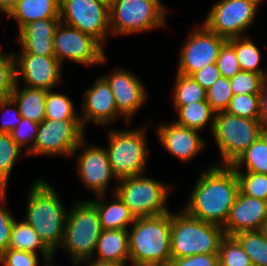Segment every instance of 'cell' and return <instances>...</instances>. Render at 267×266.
Returning a JSON list of instances; mask_svg holds the SVG:
<instances>
[{
  "label": "cell",
  "instance_id": "obj_1",
  "mask_svg": "<svg viewBox=\"0 0 267 266\" xmlns=\"http://www.w3.org/2000/svg\"><path fill=\"white\" fill-rule=\"evenodd\" d=\"M238 192L235 169L213 164L199 176L183 210L194 218L223 227Z\"/></svg>",
  "mask_w": 267,
  "mask_h": 266
},
{
  "label": "cell",
  "instance_id": "obj_2",
  "mask_svg": "<svg viewBox=\"0 0 267 266\" xmlns=\"http://www.w3.org/2000/svg\"><path fill=\"white\" fill-rule=\"evenodd\" d=\"M29 191L24 221L31 225L43 243L55 253L63 242L68 210L63 206L55 188L45 180L34 181Z\"/></svg>",
  "mask_w": 267,
  "mask_h": 266
},
{
  "label": "cell",
  "instance_id": "obj_3",
  "mask_svg": "<svg viewBox=\"0 0 267 266\" xmlns=\"http://www.w3.org/2000/svg\"><path fill=\"white\" fill-rule=\"evenodd\" d=\"M128 231L131 264L170 266L171 212L153 217L135 218Z\"/></svg>",
  "mask_w": 267,
  "mask_h": 266
},
{
  "label": "cell",
  "instance_id": "obj_4",
  "mask_svg": "<svg viewBox=\"0 0 267 266\" xmlns=\"http://www.w3.org/2000/svg\"><path fill=\"white\" fill-rule=\"evenodd\" d=\"M225 237L219 225L204 222L188 215L183 209L171 213V257L181 258L196 254L219 253Z\"/></svg>",
  "mask_w": 267,
  "mask_h": 266
},
{
  "label": "cell",
  "instance_id": "obj_5",
  "mask_svg": "<svg viewBox=\"0 0 267 266\" xmlns=\"http://www.w3.org/2000/svg\"><path fill=\"white\" fill-rule=\"evenodd\" d=\"M108 147L105 148L116 180L142 175L148 161L145 126L135 129H109Z\"/></svg>",
  "mask_w": 267,
  "mask_h": 266
},
{
  "label": "cell",
  "instance_id": "obj_6",
  "mask_svg": "<svg viewBox=\"0 0 267 266\" xmlns=\"http://www.w3.org/2000/svg\"><path fill=\"white\" fill-rule=\"evenodd\" d=\"M102 232L96 207L89 201L75 202L67 212L64 238L60 248H64L76 263L90 259L95 254L97 240Z\"/></svg>",
  "mask_w": 267,
  "mask_h": 266
},
{
  "label": "cell",
  "instance_id": "obj_7",
  "mask_svg": "<svg viewBox=\"0 0 267 266\" xmlns=\"http://www.w3.org/2000/svg\"><path fill=\"white\" fill-rule=\"evenodd\" d=\"M211 134L221 154L217 165L231 166L262 135V125L257 119L218 112Z\"/></svg>",
  "mask_w": 267,
  "mask_h": 266
},
{
  "label": "cell",
  "instance_id": "obj_8",
  "mask_svg": "<svg viewBox=\"0 0 267 266\" xmlns=\"http://www.w3.org/2000/svg\"><path fill=\"white\" fill-rule=\"evenodd\" d=\"M116 193L129 208L134 218L153 217L166 214L169 185L146 177L144 174L126 177L117 181Z\"/></svg>",
  "mask_w": 267,
  "mask_h": 266
},
{
  "label": "cell",
  "instance_id": "obj_9",
  "mask_svg": "<svg viewBox=\"0 0 267 266\" xmlns=\"http://www.w3.org/2000/svg\"><path fill=\"white\" fill-rule=\"evenodd\" d=\"M163 5L161 0H117L109 9L110 32L130 35L164 27Z\"/></svg>",
  "mask_w": 267,
  "mask_h": 266
},
{
  "label": "cell",
  "instance_id": "obj_10",
  "mask_svg": "<svg viewBox=\"0 0 267 266\" xmlns=\"http://www.w3.org/2000/svg\"><path fill=\"white\" fill-rule=\"evenodd\" d=\"M262 0H220L213 3L203 25L226 40L244 37Z\"/></svg>",
  "mask_w": 267,
  "mask_h": 266
},
{
  "label": "cell",
  "instance_id": "obj_11",
  "mask_svg": "<svg viewBox=\"0 0 267 266\" xmlns=\"http://www.w3.org/2000/svg\"><path fill=\"white\" fill-rule=\"evenodd\" d=\"M85 139L81 120L45 119L38 127L35 143L28 155L72 156Z\"/></svg>",
  "mask_w": 267,
  "mask_h": 266
},
{
  "label": "cell",
  "instance_id": "obj_12",
  "mask_svg": "<svg viewBox=\"0 0 267 266\" xmlns=\"http://www.w3.org/2000/svg\"><path fill=\"white\" fill-rule=\"evenodd\" d=\"M53 48L61 65L65 59L85 66L102 64L106 59L103 45L97 39L61 21L54 32Z\"/></svg>",
  "mask_w": 267,
  "mask_h": 266
},
{
  "label": "cell",
  "instance_id": "obj_13",
  "mask_svg": "<svg viewBox=\"0 0 267 266\" xmlns=\"http://www.w3.org/2000/svg\"><path fill=\"white\" fill-rule=\"evenodd\" d=\"M60 21L105 45L110 33L109 8L97 0H60Z\"/></svg>",
  "mask_w": 267,
  "mask_h": 266
},
{
  "label": "cell",
  "instance_id": "obj_14",
  "mask_svg": "<svg viewBox=\"0 0 267 266\" xmlns=\"http://www.w3.org/2000/svg\"><path fill=\"white\" fill-rule=\"evenodd\" d=\"M226 39L209 31L203 24L189 34L181 48L177 73L191 76L207 65L216 63Z\"/></svg>",
  "mask_w": 267,
  "mask_h": 266
},
{
  "label": "cell",
  "instance_id": "obj_15",
  "mask_svg": "<svg viewBox=\"0 0 267 266\" xmlns=\"http://www.w3.org/2000/svg\"><path fill=\"white\" fill-rule=\"evenodd\" d=\"M86 143L85 139L82 140L73 151L74 154L81 150L80 148H85L77 158V173L83 185L93 190L95 196L105 195L112 178L116 179L111 170L107 151L98 145L87 146Z\"/></svg>",
  "mask_w": 267,
  "mask_h": 266
},
{
  "label": "cell",
  "instance_id": "obj_16",
  "mask_svg": "<svg viewBox=\"0 0 267 266\" xmlns=\"http://www.w3.org/2000/svg\"><path fill=\"white\" fill-rule=\"evenodd\" d=\"M14 58L16 82L23 79L25 87L48 91L60 81L62 65L55 56L17 54Z\"/></svg>",
  "mask_w": 267,
  "mask_h": 266
},
{
  "label": "cell",
  "instance_id": "obj_17",
  "mask_svg": "<svg viewBox=\"0 0 267 266\" xmlns=\"http://www.w3.org/2000/svg\"><path fill=\"white\" fill-rule=\"evenodd\" d=\"M113 71L102 77L113 92L118 112L129 124L133 115L147 102L148 94L141 79L129 70L117 68Z\"/></svg>",
  "mask_w": 267,
  "mask_h": 266
},
{
  "label": "cell",
  "instance_id": "obj_18",
  "mask_svg": "<svg viewBox=\"0 0 267 266\" xmlns=\"http://www.w3.org/2000/svg\"><path fill=\"white\" fill-rule=\"evenodd\" d=\"M83 97L80 120L84 129L87 122L107 126L123 117L117 110L108 82L102 76L95 80L92 87L84 91Z\"/></svg>",
  "mask_w": 267,
  "mask_h": 266
},
{
  "label": "cell",
  "instance_id": "obj_19",
  "mask_svg": "<svg viewBox=\"0 0 267 266\" xmlns=\"http://www.w3.org/2000/svg\"><path fill=\"white\" fill-rule=\"evenodd\" d=\"M267 216V201L238 192L225 225V236H234L242 231L260 230Z\"/></svg>",
  "mask_w": 267,
  "mask_h": 266
},
{
  "label": "cell",
  "instance_id": "obj_20",
  "mask_svg": "<svg viewBox=\"0 0 267 266\" xmlns=\"http://www.w3.org/2000/svg\"><path fill=\"white\" fill-rule=\"evenodd\" d=\"M157 129L162 146L184 163L195 158L206 146L204 139L199 136V131L183 127L175 122L164 123Z\"/></svg>",
  "mask_w": 267,
  "mask_h": 266
},
{
  "label": "cell",
  "instance_id": "obj_21",
  "mask_svg": "<svg viewBox=\"0 0 267 266\" xmlns=\"http://www.w3.org/2000/svg\"><path fill=\"white\" fill-rule=\"evenodd\" d=\"M59 23L60 18L35 20L18 30V42L21 46L18 54L55 56L53 37Z\"/></svg>",
  "mask_w": 267,
  "mask_h": 266
},
{
  "label": "cell",
  "instance_id": "obj_22",
  "mask_svg": "<svg viewBox=\"0 0 267 266\" xmlns=\"http://www.w3.org/2000/svg\"><path fill=\"white\" fill-rule=\"evenodd\" d=\"M95 260L127 264L130 262L128 230H102L95 248Z\"/></svg>",
  "mask_w": 267,
  "mask_h": 266
},
{
  "label": "cell",
  "instance_id": "obj_23",
  "mask_svg": "<svg viewBox=\"0 0 267 266\" xmlns=\"http://www.w3.org/2000/svg\"><path fill=\"white\" fill-rule=\"evenodd\" d=\"M114 194V200L109 201V203L107 201H102L105 200V195L96 196L97 200L89 201L98 211L102 230H129L128 225H132L135 218L120 197L116 193Z\"/></svg>",
  "mask_w": 267,
  "mask_h": 266
},
{
  "label": "cell",
  "instance_id": "obj_24",
  "mask_svg": "<svg viewBox=\"0 0 267 266\" xmlns=\"http://www.w3.org/2000/svg\"><path fill=\"white\" fill-rule=\"evenodd\" d=\"M60 0H18L7 15L18 23L19 30L29 22L48 18H60Z\"/></svg>",
  "mask_w": 267,
  "mask_h": 266
},
{
  "label": "cell",
  "instance_id": "obj_25",
  "mask_svg": "<svg viewBox=\"0 0 267 266\" xmlns=\"http://www.w3.org/2000/svg\"><path fill=\"white\" fill-rule=\"evenodd\" d=\"M16 82L10 97L17 104L20 115L29 120L41 123L45 120V102L47 91L44 89L22 87Z\"/></svg>",
  "mask_w": 267,
  "mask_h": 266
},
{
  "label": "cell",
  "instance_id": "obj_26",
  "mask_svg": "<svg viewBox=\"0 0 267 266\" xmlns=\"http://www.w3.org/2000/svg\"><path fill=\"white\" fill-rule=\"evenodd\" d=\"M178 118L174 122L183 127L200 132L210 122L211 132L214 126L215 112L207 101H198L185 106H175Z\"/></svg>",
  "mask_w": 267,
  "mask_h": 266
},
{
  "label": "cell",
  "instance_id": "obj_27",
  "mask_svg": "<svg viewBox=\"0 0 267 266\" xmlns=\"http://www.w3.org/2000/svg\"><path fill=\"white\" fill-rule=\"evenodd\" d=\"M8 249L28 251L37 254L39 249L43 259L54 253L43 243L37 232L24 220L14 221Z\"/></svg>",
  "mask_w": 267,
  "mask_h": 266
},
{
  "label": "cell",
  "instance_id": "obj_28",
  "mask_svg": "<svg viewBox=\"0 0 267 266\" xmlns=\"http://www.w3.org/2000/svg\"><path fill=\"white\" fill-rule=\"evenodd\" d=\"M227 41L234 47L242 71L267 75V72L265 73L259 66L261 62V52L249 37L231 38Z\"/></svg>",
  "mask_w": 267,
  "mask_h": 266
},
{
  "label": "cell",
  "instance_id": "obj_29",
  "mask_svg": "<svg viewBox=\"0 0 267 266\" xmlns=\"http://www.w3.org/2000/svg\"><path fill=\"white\" fill-rule=\"evenodd\" d=\"M235 170L267 174V141L261 135L232 165Z\"/></svg>",
  "mask_w": 267,
  "mask_h": 266
},
{
  "label": "cell",
  "instance_id": "obj_30",
  "mask_svg": "<svg viewBox=\"0 0 267 266\" xmlns=\"http://www.w3.org/2000/svg\"><path fill=\"white\" fill-rule=\"evenodd\" d=\"M255 266H267V237L260 231H242L233 236Z\"/></svg>",
  "mask_w": 267,
  "mask_h": 266
},
{
  "label": "cell",
  "instance_id": "obj_31",
  "mask_svg": "<svg viewBox=\"0 0 267 266\" xmlns=\"http://www.w3.org/2000/svg\"><path fill=\"white\" fill-rule=\"evenodd\" d=\"M173 86L174 106L207 101L206 90L191 76L177 73Z\"/></svg>",
  "mask_w": 267,
  "mask_h": 266
},
{
  "label": "cell",
  "instance_id": "obj_32",
  "mask_svg": "<svg viewBox=\"0 0 267 266\" xmlns=\"http://www.w3.org/2000/svg\"><path fill=\"white\" fill-rule=\"evenodd\" d=\"M45 119L80 120V113L75 111L72 100L62 93L47 91Z\"/></svg>",
  "mask_w": 267,
  "mask_h": 266
},
{
  "label": "cell",
  "instance_id": "obj_33",
  "mask_svg": "<svg viewBox=\"0 0 267 266\" xmlns=\"http://www.w3.org/2000/svg\"><path fill=\"white\" fill-rule=\"evenodd\" d=\"M21 148L13 141L10 134L0 132V188L7 190L8 181L20 155Z\"/></svg>",
  "mask_w": 267,
  "mask_h": 266
},
{
  "label": "cell",
  "instance_id": "obj_34",
  "mask_svg": "<svg viewBox=\"0 0 267 266\" xmlns=\"http://www.w3.org/2000/svg\"><path fill=\"white\" fill-rule=\"evenodd\" d=\"M220 266H249L252 264L248 254L233 236H225L219 248Z\"/></svg>",
  "mask_w": 267,
  "mask_h": 266
},
{
  "label": "cell",
  "instance_id": "obj_35",
  "mask_svg": "<svg viewBox=\"0 0 267 266\" xmlns=\"http://www.w3.org/2000/svg\"><path fill=\"white\" fill-rule=\"evenodd\" d=\"M235 171L242 194L267 201V174Z\"/></svg>",
  "mask_w": 267,
  "mask_h": 266
},
{
  "label": "cell",
  "instance_id": "obj_36",
  "mask_svg": "<svg viewBox=\"0 0 267 266\" xmlns=\"http://www.w3.org/2000/svg\"><path fill=\"white\" fill-rule=\"evenodd\" d=\"M207 102L215 113L225 112L233 97L231 82L229 78L220 77L206 91Z\"/></svg>",
  "mask_w": 267,
  "mask_h": 266
},
{
  "label": "cell",
  "instance_id": "obj_37",
  "mask_svg": "<svg viewBox=\"0 0 267 266\" xmlns=\"http://www.w3.org/2000/svg\"><path fill=\"white\" fill-rule=\"evenodd\" d=\"M233 95L237 94H259L267 82V75L240 70L234 77L230 78Z\"/></svg>",
  "mask_w": 267,
  "mask_h": 266
},
{
  "label": "cell",
  "instance_id": "obj_38",
  "mask_svg": "<svg viewBox=\"0 0 267 266\" xmlns=\"http://www.w3.org/2000/svg\"><path fill=\"white\" fill-rule=\"evenodd\" d=\"M226 112L242 118L259 120V94L233 95Z\"/></svg>",
  "mask_w": 267,
  "mask_h": 266
},
{
  "label": "cell",
  "instance_id": "obj_39",
  "mask_svg": "<svg viewBox=\"0 0 267 266\" xmlns=\"http://www.w3.org/2000/svg\"><path fill=\"white\" fill-rule=\"evenodd\" d=\"M2 46H0V97L7 98L13 92L16 84V72H15V58L14 54L10 52H1Z\"/></svg>",
  "mask_w": 267,
  "mask_h": 266
},
{
  "label": "cell",
  "instance_id": "obj_40",
  "mask_svg": "<svg viewBox=\"0 0 267 266\" xmlns=\"http://www.w3.org/2000/svg\"><path fill=\"white\" fill-rule=\"evenodd\" d=\"M39 123L22 117L21 122L10 133L13 141L22 149L27 147L25 154L28 155L35 143ZM30 143V144H29Z\"/></svg>",
  "mask_w": 267,
  "mask_h": 266
},
{
  "label": "cell",
  "instance_id": "obj_41",
  "mask_svg": "<svg viewBox=\"0 0 267 266\" xmlns=\"http://www.w3.org/2000/svg\"><path fill=\"white\" fill-rule=\"evenodd\" d=\"M216 65L222 77L232 78L241 69L234 47L226 40L221 46Z\"/></svg>",
  "mask_w": 267,
  "mask_h": 266
},
{
  "label": "cell",
  "instance_id": "obj_42",
  "mask_svg": "<svg viewBox=\"0 0 267 266\" xmlns=\"http://www.w3.org/2000/svg\"><path fill=\"white\" fill-rule=\"evenodd\" d=\"M0 263L2 266H38V254L16 250L7 249L0 254Z\"/></svg>",
  "mask_w": 267,
  "mask_h": 266
},
{
  "label": "cell",
  "instance_id": "obj_43",
  "mask_svg": "<svg viewBox=\"0 0 267 266\" xmlns=\"http://www.w3.org/2000/svg\"><path fill=\"white\" fill-rule=\"evenodd\" d=\"M7 190L0 191V254L9 247L10 234L15 221L3 204L7 200ZM3 203V204H2Z\"/></svg>",
  "mask_w": 267,
  "mask_h": 266
},
{
  "label": "cell",
  "instance_id": "obj_44",
  "mask_svg": "<svg viewBox=\"0 0 267 266\" xmlns=\"http://www.w3.org/2000/svg\"><path fill=\"white\" fill-rule=\"evenodd\" d=\"M11 106L17 107V109H13L11 108ZM0 110L3 113H7L8 111L11 112L13 110V112H11L12 116L10 115L6 119L2 120L0 124V132L10 134L22 120V116L20 115L18 106L11 97L1 98Z\"/></svg>",
  "mask_w": 267,
  "mask_h": 266
},
{
  "label": "cell",
  "instance_id": "obj_45",
  "mask_svg": "<svg viewBox=\"0 0 267 266\" xmlns=\"http://www.w3.org/2000/svg\"><path fill=\"white\" fill-rule=\"evenodd\" d=\"M170 266H220L218 253L173 258Z\"/></svg>",
  "mask_w": 267,
  "mask_h": 266
},
{
  "label": "cell",
  "instance_id": "obj_46",
  "mask_svg": "<svg viewBox=\"0 0 267 266\" xmlns=\"http://www.w3.org/2000/svg\"><path fill=\"white\" fill-rule=\"evenodd\" d=\"M191 77L194 78L206 91L221 77L216 63L210 64L194 72Z\"/></svg>",
  "mask_w": 267,
  "mask_h": 266
},
{
  "label": "cell",
  "instance_id": "obj_47",
  "mask_svg": "<svg viewBox=\"0 0 267 266\" xmlns=\"http://www.w3.org/2000/svg\"><path fill=\"white\" fill-rule=\"evenodd\" d=\"M260 115L259 121L262 126H267V82L259 93Z\"/></svg>",
  "mask_w": 267,
  "mask_h": 266
},
{
  "label": "cell",
  "instance_id": "obj_48",
  "mask_svg": "<svg viewBox=\"0 0 267 266\" xmlns=\"http://www.w3.org/2000/svg\"><path fill=\"white\" fill-rule=\"evenodd\" d=\"M87 262V266H127L128 264H119V263H115V262H101V261H98V260H95L94 257L93 258H90V259H85V260H81V261H78L76 263H74L73 265H80V264H86Z\"/></svg>",
  "mask_w": 267,
  "mask_h": 266
},
{
  "label": "cell",
  "instance_id": "obj_49",
  "mask_svg": "<svg viewBox=\"0 0 267 266\" xmlns=\"http://www.w3.org/2000/svg\"><path fill=\"white\" fill-rule=\"evenodd\" d=\"M17 2L18 0H0V12L8 15L16 6Z\"/></svg>",
  "mask_w": 267,
  "mask_h": 266
},
{
  "label": "cell",
  "instance_id": "obj_50",
  "mask_svg": "<svg viewBox=\"0 0 267 266\" xmlns=\"http://www.w3.org/2000/svg\"><path fill=\"white\" fill-rule=\"evenodd\" d=\"M101 3H103L104 5H106L109 9L115 4V2L117 0H97Z\"/></svg>",
  "mask_w": 267,
  "mask_h": 266
},
{
  "label": "cell",
  "instance_id": "obj_51",
  "mask_svg": "<svg viewBox=\"0 0 267 266\" xmlns=\"http://www.w3.org/2000/svg\"><path fill=\"white\" fill-rule=\"evenodd\" d=\"M260 231L267 237V216L263 220L262 226L260 228Z\"/></svg>",
  "mask_w": 267,
  "mask_h": 266
},
{
  "label": "cell",
  "instance_id": "obj_52",
  "mask_svg": "<svg viewBox=\"0 0 267 266\" xmlns=\"http://www.w3.org/2000/svg\"><path fill=\"white\" fill-rule=\"evenodd\" d=\"M53 256H55V255H51L50 257H47V258H44L43 260H44V265L43 266H54L53 264H52V259H53ZM51 262V263H50ZM39 266V265H38Z\"/></svg>",
  "mask_w": 267,
  "mask_h": 266
},
{
  "label": "cell",
  "instance_id": "obj_53",
  "mask_svg": "<svg viewBox=\"0 0 267 266\" xmlns=\"http://www.w3.org/2000/svg\"><path fill=\"white\" fill-rule=\"evenodd\" d=\"M132 266H166L162 264H132Z\"/></svg>",
  "mask_w": 267,
  "mask_h": 266
},
{
  "label": "cell",
  "instance_id": "obj_54",
  "mask_svg": "<svg viewBox=\"0 0 267 266\" xmlns=\"http://www.w3.org/2000/svg\"><path fill=\"white\" fill-rule=\"evenodd\" d=\"M262 136L267 141V126H262Z\"/></svg>",
  "mask_w": 267,
  "mask_h": 266
}]
</instances>
